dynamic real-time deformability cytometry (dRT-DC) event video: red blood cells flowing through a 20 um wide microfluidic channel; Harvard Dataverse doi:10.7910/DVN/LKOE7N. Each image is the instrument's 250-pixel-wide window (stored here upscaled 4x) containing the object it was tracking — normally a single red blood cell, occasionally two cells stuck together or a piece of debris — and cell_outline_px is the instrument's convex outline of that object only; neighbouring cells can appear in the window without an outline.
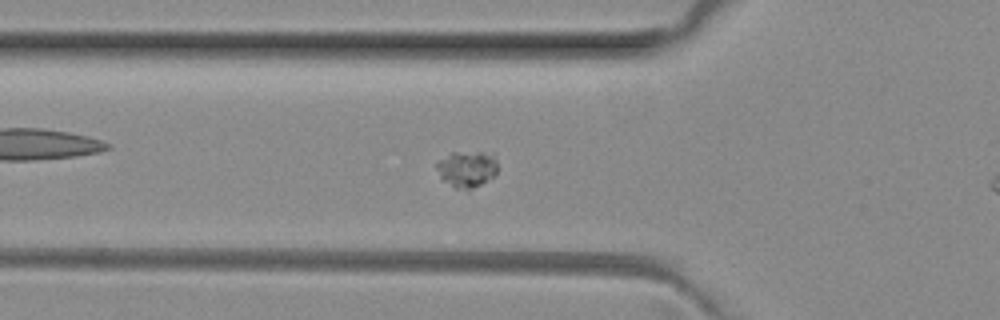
{"species": "common noctule bat (a hibernating species)", "species_latin": "Nyctalus noctula", "temperature_condition": "room temperature", "stored_images_in_passage": 39, "camera_frame_rate_fps": 3000, "um_per_image_px": 0.085, "animal": {"sex": "female", "body_mass_g": 29.2, "forearm_length_mm": 56.3}, "frame": {"image": 1, "passage_image": 4, "time_ms": 1.0, "image_size_px": [1000, 320], "cell_outline_px": [[496, 172], [492, 176], [480, 184], [472, 188], [456, 188], [440, 180], [436, 168], [436, 164], [440, 160], [452, 152], [492, 152], [496, 160]], "centroid_in_image_um": [39.65, 14.34], "position_along_channel_um": 86.1, "area_um2": 12.77}}
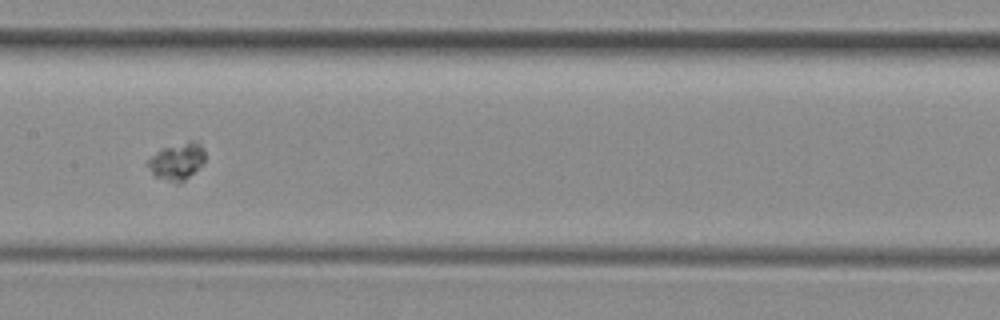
{"frame": {"image": 2, "passage_image": 12, "time_ms": 3.667, "image_size_px": [1000, 320], "cell_outline_px": [[204, 160], [180, 184], [176, 184], [156, 176], [144, 164], [148, 156], [160, 148], [188, 140], [192, 140], [200, 144], [204, 148]], "centroid_in_image_um": [14.96, 13.68], "position_along_channel_um": 192.4, "area_um2": 12.48}}
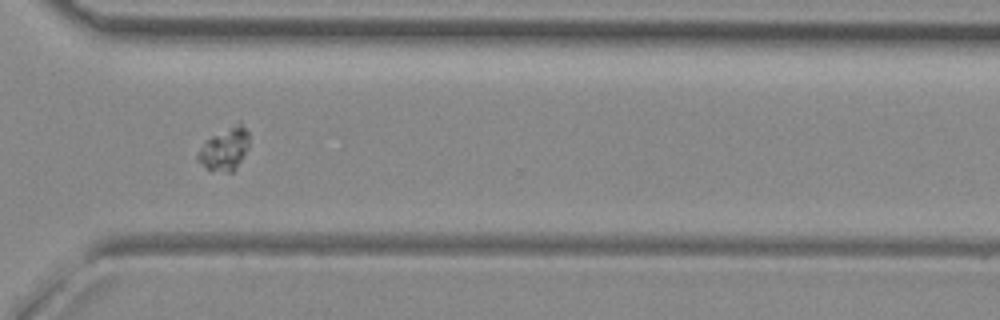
{"frame": {"image": 3, "passage_image": 24, "time_ms": 7.667, "image_size_px": [1000, 320], "cell_outline_px": [[248, 148], [236, 168], [232, 172], [208, 172], [196, 160], [196, 156], [200, 148], [212, 136], [240, 120], [248, 132]], "centroid_in_image_um": [19.08, 12.7], "position_along_channel_um": 351.5, "area_um2": 12.95}}